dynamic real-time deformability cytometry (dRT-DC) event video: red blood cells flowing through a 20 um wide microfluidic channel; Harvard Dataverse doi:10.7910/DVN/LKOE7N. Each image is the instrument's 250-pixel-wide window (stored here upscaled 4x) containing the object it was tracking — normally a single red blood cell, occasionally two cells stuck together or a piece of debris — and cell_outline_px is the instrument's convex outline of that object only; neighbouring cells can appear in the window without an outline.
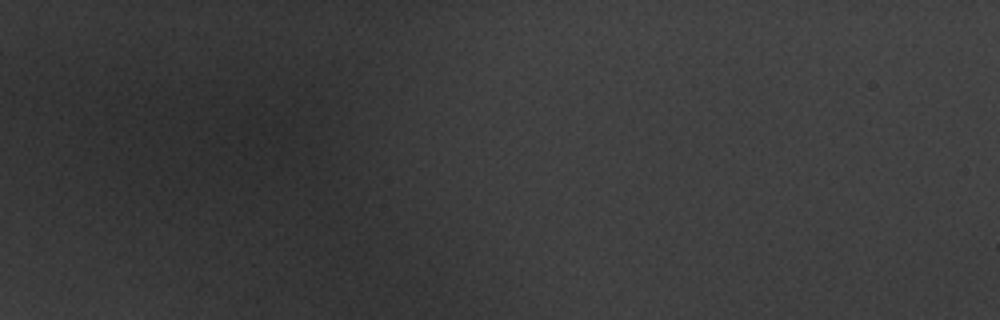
{"species": "common noctule bat (a hibernating species)", "species_latin": "Nyctalus noctula", "temperature_condition": "warm", "stored_images_in_passage": 2, "camera_frame_rate_fps": 3000, "um_per_image_px": 0.085, "animal": {"sex": "male", "body_mass_g": 20.1, "forearm_length_mm": 53.5}, "frame": {"image": 1, "passage_image": 1, "time_ms": 0.0, "image_size_px": [1000, 320], "cell_outline_px": [[316, 156], [304, 176], [296, 176], [276, 168], [248, 156], [244, 148], [244, 140], [248, 132], [256, 120], [292, 120], [316, 144]], "centroid_in_image_um": [23.87, 12.41], "position_along_channel_um": 61.1, "area_um2": 21.27}}